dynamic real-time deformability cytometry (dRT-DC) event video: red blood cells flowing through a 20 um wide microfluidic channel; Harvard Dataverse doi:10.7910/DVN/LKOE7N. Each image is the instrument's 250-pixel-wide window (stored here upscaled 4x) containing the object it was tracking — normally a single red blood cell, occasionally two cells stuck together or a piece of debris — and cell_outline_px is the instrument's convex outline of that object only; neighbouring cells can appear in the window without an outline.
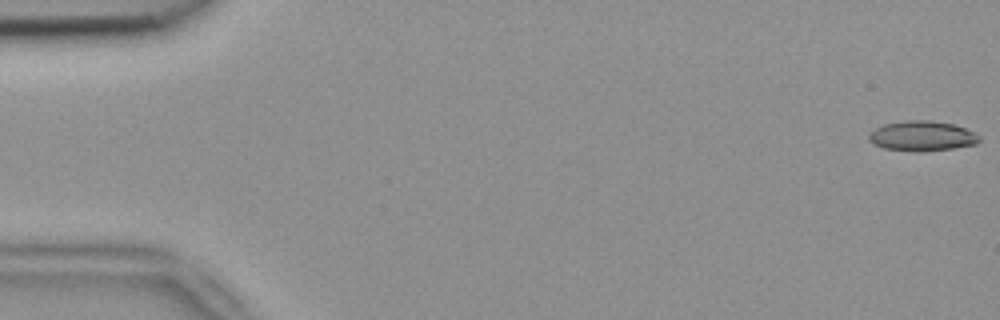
{"species": "common noctule bat (a hibernating species)", "species_latin": "Nyctalus noctula", "temperature_condition": "room temperature", "stored_images_in_passage": 13, "camera_frame_rate_fps": 3000, "um_per_image_px": 0.085, "animal": {"sex": "female", "body_mass_g": 18.4}, "frame": {"image": 1, "passage_image": 1, "time_ms": 0.0, "image_size_px": [1000, 320], "cell_outline_px": [[980, 140], [976, 144], [952, 148], [924, 152], [920, 152], [884, 148], [868, 140], [868, 136], [876, 128], [884, 124], [904, 120], [928, 120], [956, 124], [980, 136]], "centroid_in_image_um": [78.39, 11.55], "position_along_channel_um": 6.6, "area_um2": 19.25}}